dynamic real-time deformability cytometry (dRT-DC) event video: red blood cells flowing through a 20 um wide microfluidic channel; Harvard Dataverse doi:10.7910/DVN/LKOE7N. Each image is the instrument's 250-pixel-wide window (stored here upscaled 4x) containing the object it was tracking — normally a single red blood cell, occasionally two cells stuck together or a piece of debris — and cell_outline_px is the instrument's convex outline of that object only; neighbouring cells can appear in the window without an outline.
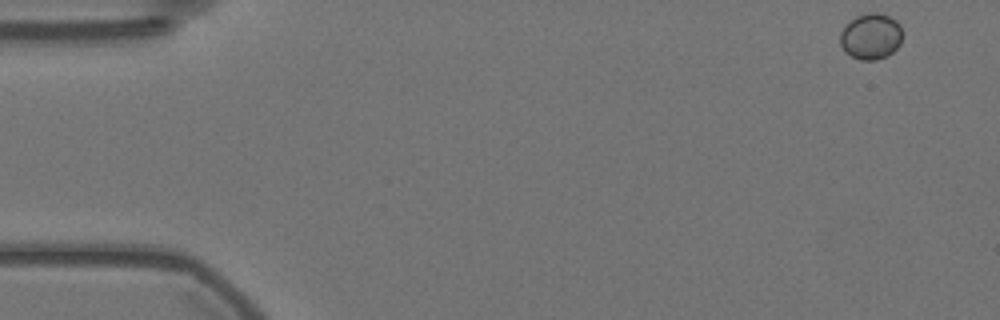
{"species": "Egyptian fruit bat (a non-hibernating species)", "species_latin": "Rousettus aegyptiacus", "temperature_condition": "warm", "stored_images_in_passage": 55, "camera_frame_rate_fps": 3000, "um_per_image_px": 0.085, "animal": {"sex": "female"}, "frame": {"image": 1, "passage_image": 1, "time_ms": 0.0, "image_size_px": [1000, 320], "cell_outline_px": [[900, 44], [888, 56], [876, 60], [860, 60], [852, 56], [840, 44], [840, 32], [856, 16], [868, 12], [880, 12], [892, 16], [900, 24]], "centroid_in_image_um": [74.05, 3.07], "position_along_channel_um": 11.0, "area_um2": 16.59}}
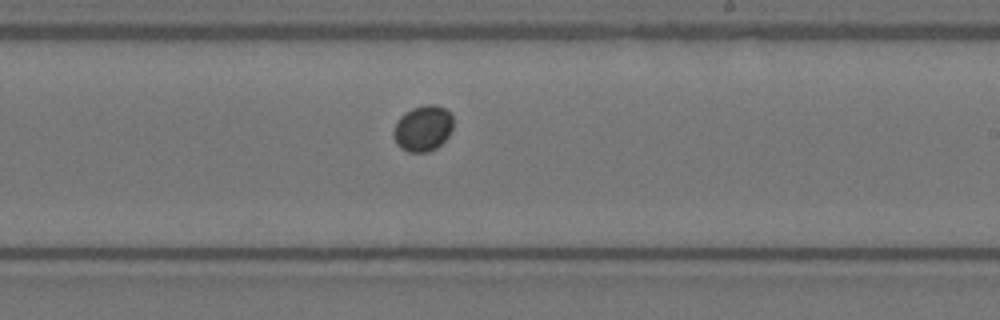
{"frame": {"image": 2, "passage_image": 32, "time_ms": 10.333, "image_size_px": [1000, 320], "cell_outline_px": [[452, 128], [448, 136], [436, 148], [428, 152], [408, 152], [400, 148], [396, 144], [392, 136], [392, 132], [396, 120], [404, 112], [412, 108], [428, 104], [436, 104], [444, 108], [452, 116]], "centroid_in_image_um": [35.9, 10.91], "position_along_channel_um": 253.1, "area_um2": 16.13}}
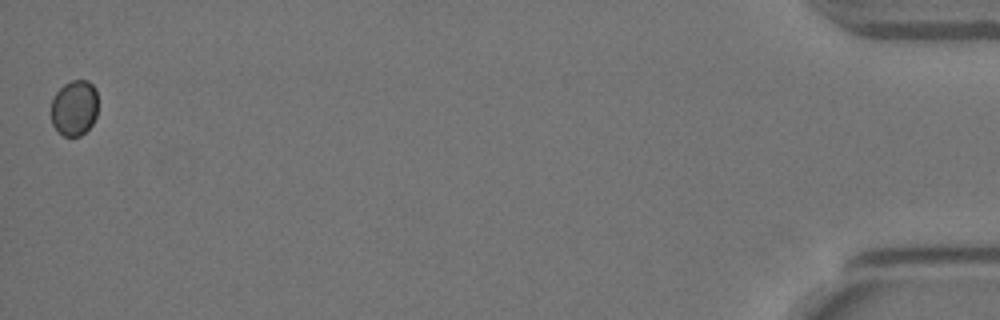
{"frame": {"image": 3, "passage_image": 55, "time_ms": 18.0, "image_size_px": [1000, 320], "cell_outline_px": [[96, 116], [92, 124], [80, 136], [64, 136], [52, 124], [52, 96], [64, 84], [72, 80], [88, 80], [96, 88]], "centroid_in_image_um": [6.31, 9.15], "position_along_channel_um": 428.9, "area_um2": 15.09}}